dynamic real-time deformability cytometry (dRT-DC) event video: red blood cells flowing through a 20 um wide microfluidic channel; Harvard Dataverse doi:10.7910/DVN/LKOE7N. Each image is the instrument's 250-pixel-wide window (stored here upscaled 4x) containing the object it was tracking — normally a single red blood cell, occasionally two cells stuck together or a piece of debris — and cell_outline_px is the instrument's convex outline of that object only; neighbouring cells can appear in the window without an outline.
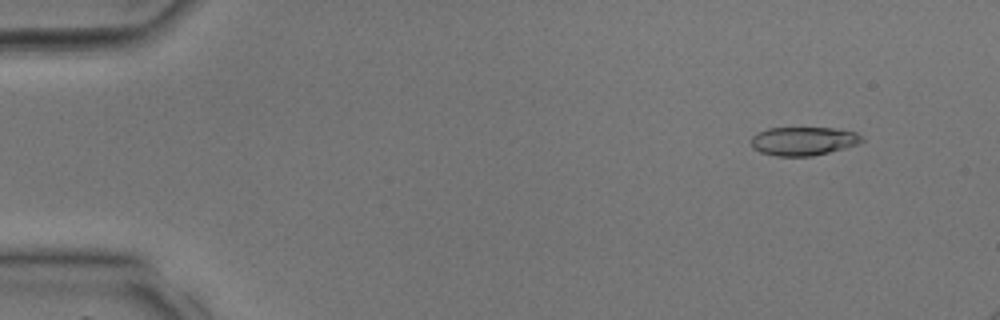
{"species": "common noctule bat (a hibernating species)", "species_latin": "Nyctalus noctula", "temperature_condition": "room temperature", "stored_images_in_passage": 39, "camera_frame_rate_fps": 3000, "um_per_image_px": 0.085, "animal": {"sex": "male", "body_mass_g": 17.9, "forearm_length_mm": 54.2}, "frame": {"image": 1, "passage_image": 4, "time_ms": 1.0, "image_size_px": [1000, 320], "cell_outline_px": [[864, 140], [856, 144], [844, 148], [812, 156], [776, 156], [760, 152], [752, 148], [752, 136], [756, 132], [768, 128], [832, 128], [856, 132], [864, 136]], "centroid_in_image_um": [68.27, 11.99], "position_along_channel_um": 16.7, "area_um2": 18.44}}
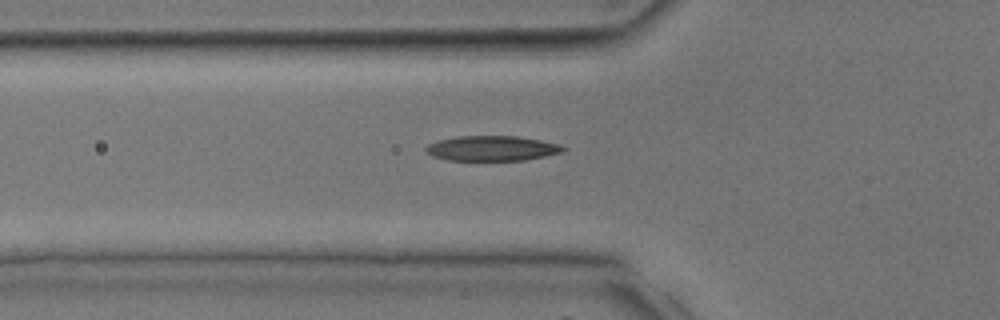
{"frame": {"image": 2, "passage_image": 14, "time_ms": 4.333, "image_size_px": [1000, 320], "cell_outline_px": [[568, 148], [560, 152], [544, 156], [524, 160], [448, 160], [432, 156], [424, 152], [424, 148], [428, 144], [440, 140], [456, 136], [516, 136], [540, 140], [560, 144]], "centroid_in_image_um": [41.78, 12.6], "position_along_channel_um": 84.0, "area_um2": 20.0}}
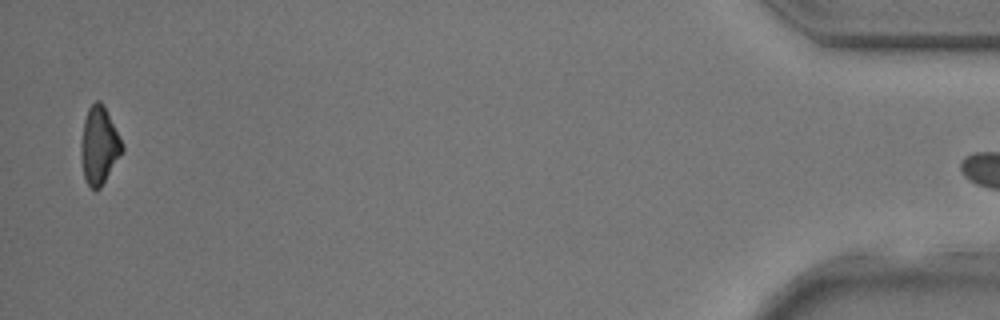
{"frame": {"image": 3, "passage_image": 38, "time_ms": 12.333, "image_size_px": [1000, 320], "cell_outline_px": [[124, 148], [100, 188], [92, 188], [88, 184], [84, 176], [80, 152], [80, 144], [84, 120], [88, 108], [96, 100], [100, 100], [104, 104], [124, 144]], "centroid_in_image_um": [8.42, 12.3], "position_along_channel_um": 426.8, "area_um2": 18.44}}